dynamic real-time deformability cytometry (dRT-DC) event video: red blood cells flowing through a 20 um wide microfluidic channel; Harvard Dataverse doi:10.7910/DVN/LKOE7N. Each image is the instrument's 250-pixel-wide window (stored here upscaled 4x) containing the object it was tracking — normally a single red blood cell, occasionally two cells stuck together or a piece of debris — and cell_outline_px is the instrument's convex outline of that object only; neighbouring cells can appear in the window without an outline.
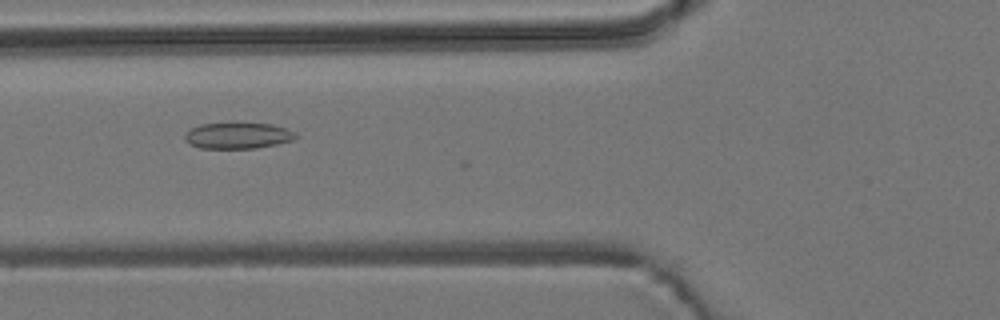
{"species": "common noctule bat (a hibernating species)", "species_latin": "Nyctalus noctula", "temperature_condition": "room temperature", "stored_images_in_passage": 9, "camera_frame_rate_fps": 3000, "um_per_image_px": 0.085, "animal": {"sex": "male", "body_mass_g": 19.2, "forearm_length_mm": 51.8}, "frame": {"image": 1, "passage_image": 4, "time_ms": 4.333, "image_size_px": [1000, 320], "cell_outline_px": [[300, 136], [292, 140], [276, 144], [256, 148], [200, 148], [188, 144], [184, 140], [184, 136], [192, 128], [200, 124], [272, 124], [296, 132]], "centroid_in_image_um": [20.22, 11.54], "position_along_channel_um": 105.6, "area_um2": 16.65}}
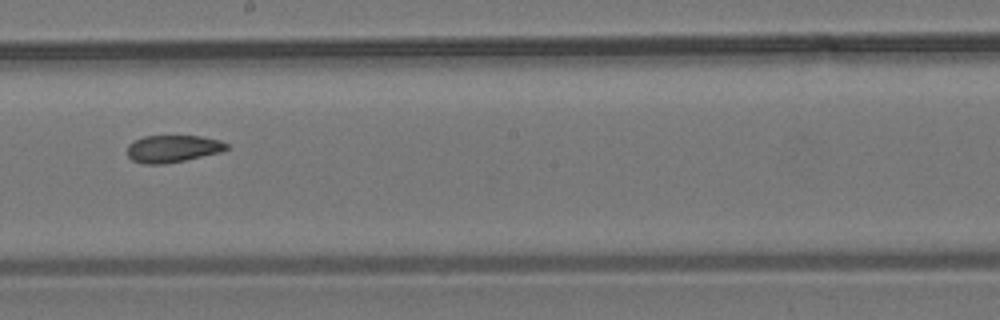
{"frame": {"image": 2, "passage_image": 7, "time_ms": 7.667, "image_size_px": [1000, 320], "cell_outline_px": [[228, 148], [220, 152], [184, 160], [164, 164], [144, 164], [132, 160], [128, 156], [128, 144], [144, 136], [200, 136], [220, 140], [228, 144]], "centroid_in_image_um": [14.68, 12.64], "position_along_channel_um": 233.5, "area_um2": 15.61}}
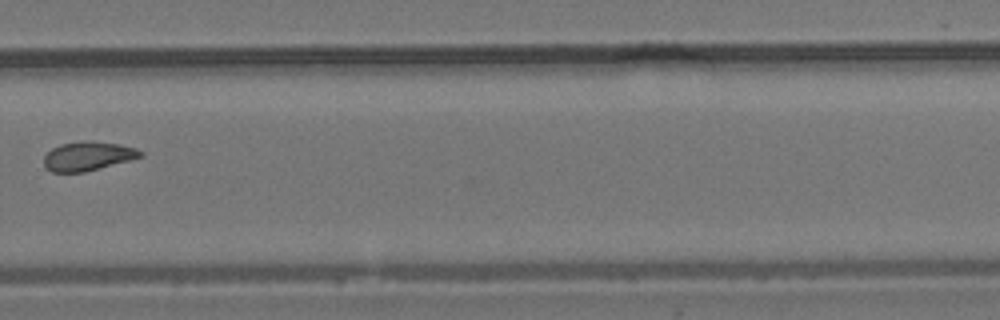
{"frame": {"image": 3, "passage_image": 9, "time_ms": 10.0, "image_size_px": [1000, 320], "cell_outline_px": [[144, 156], [132, 160], [84, 172], [52, 172], [44, 168], [44, 156], [52, 148], [60, 144], [84, 140], [92, 140], [116, 144], [136, 148], [144, 152]], "centroid_in_image_um": [7.48, 13.27], "position_along_channel_um": 322.3, "area_um2": 16.53}}